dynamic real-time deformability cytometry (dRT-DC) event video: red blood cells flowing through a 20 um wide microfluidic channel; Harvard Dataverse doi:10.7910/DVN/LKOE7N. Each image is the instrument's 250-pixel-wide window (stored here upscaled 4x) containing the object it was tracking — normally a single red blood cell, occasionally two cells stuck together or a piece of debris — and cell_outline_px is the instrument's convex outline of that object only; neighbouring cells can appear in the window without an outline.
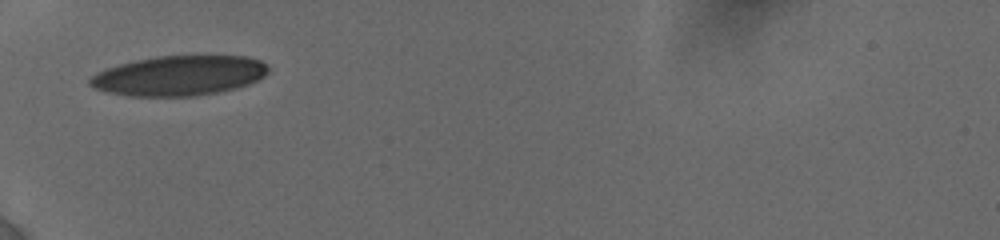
{"species": "human", "species_latin": "Homo sapiens", "temperature_condition": "cold", "stored_images_in_passage": 3, "camera_frame_rate_fps": 3000, "um_per_image_px": 0.085, "donor": {"sex": "female"}, "frame": {"image": 1, "passage_image": 1, "time_ms": 0.0, "image_size_px": [1000, 240], "cell_outline_px": [[268, 72], [264, 76], [248, 84], [236, 88], [216, 92], [192, 96], [128, 96], [108, 92], [96, 88], [88, 84], [88, 80], [96, 72], [104, 68], [132, 60], [156, 56], [248, 56], [260, 60], [268, 68]], "centroid_in_image_um": [15.17, 6.42], "position_along_channel_um": 69.8, "area_um2": 41.5}}
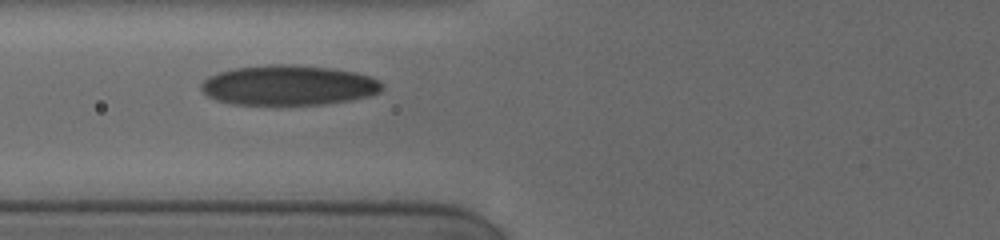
{"frame": {"image": 2, "passage_image": 2, "time_ms": 1.0, "image_size_px": [1000, 240], "cell_outline_px": [[384, 84], [380, 92], [368, 96], [352, 100], [324, 104], [228, 104], [216, 100], [208, 96], [200, 88], [200, 84], [208, 76], [232, 68], [268, 64], [292, 64], [332, 68], [356, 72], [372, 76]], "centroid_in_image_um": [24.53, 7.24], "position_along_channel_um": 101.3, "area_um2": 42.54}}